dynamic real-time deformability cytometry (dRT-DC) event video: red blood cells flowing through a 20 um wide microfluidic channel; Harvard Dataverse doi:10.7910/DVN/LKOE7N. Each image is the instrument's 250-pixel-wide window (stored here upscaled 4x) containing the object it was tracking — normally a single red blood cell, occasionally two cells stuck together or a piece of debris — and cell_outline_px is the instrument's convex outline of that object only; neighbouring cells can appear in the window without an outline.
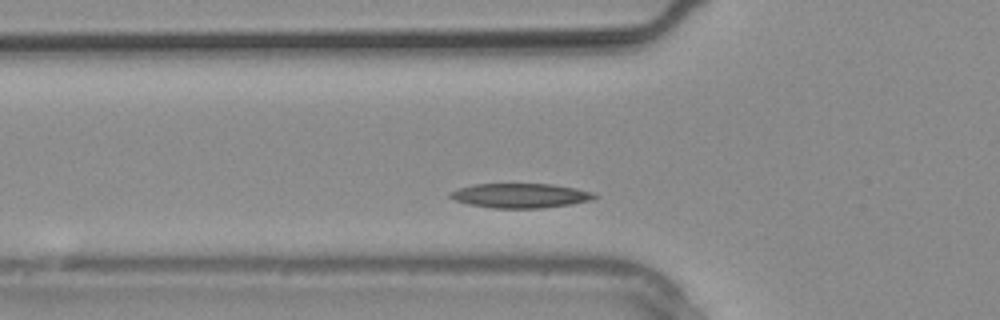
{"species": "common noctule bat (a hibernating species)", "species_latin": "Nyctalus noctula", "temperature_condition": "warm", "stored_images_in_passage": 5, "camera_frame_rate_fps": 3000, "um_per_image_px": 0.085, "animal": {"sex": "male", "body_mass_g": 20.4}, "frame": {"image": 1, "passage_image": 5, "time_ms": 1.333, "image_size_px": [1000, 320], "cell_outline_px": [[600, 196], [592, 200], [544, 208], [492, 208], [468, 204], [456, 200], [448, 196], [452, 192], [460, 188], [476, 184], [552, 184], [576, 188], [592, 192]], "centroid_in_image_um": [44.28, 16.63], "position_along_channel_um": 81.5, "area_um2": 20.46}}